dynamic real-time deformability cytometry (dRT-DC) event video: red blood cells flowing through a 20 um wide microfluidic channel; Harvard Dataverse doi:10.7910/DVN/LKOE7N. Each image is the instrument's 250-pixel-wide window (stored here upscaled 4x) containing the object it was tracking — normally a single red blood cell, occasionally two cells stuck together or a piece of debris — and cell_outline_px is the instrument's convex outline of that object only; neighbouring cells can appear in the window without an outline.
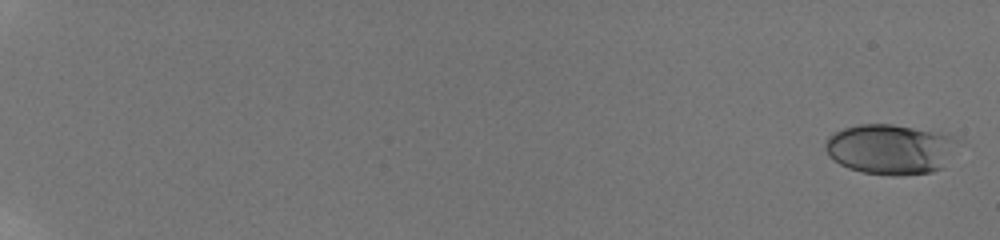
{"species": "human", "species_latin": "Homo sapiens", "temperature_condition": "room temperature", "stored_images_in_passage": 19, "camera_frame_rate_fps": 3000, "um_per_image_px": 0.085, "donor": {"sex": "male"}, "frame": {"image": 1, "passage_image": 1, "time_ms": 0.0, "image_size_px": [1000, 240], "cell_outline_px": [[960, 140], [944, 168], [932, 172], [900, 176], [892, 176], [860, 172], [848, 168], [832, 160], [824, 148], [824, 144], [828, 136], [832, 132], [844, 128], [860, 124], [892, 124], [956, 136]], "centroid_in_image_um": [75.67, 12.69], "position_along_channel_um": 9.3, "area_um2": 39.25}}
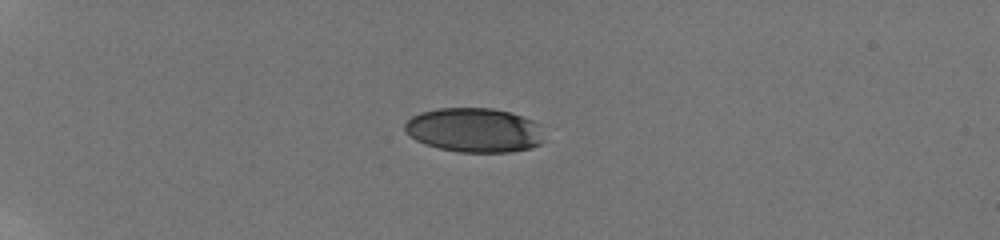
{"frame": {"image": 2, "passage_image": 11, "time_ms": 5.667, "image_size_px": [1000, 240], "cell_outline_px": [[548, 124], [544, 140], [540, 144], [528, 148], [512, 152], [460, 152], [440, 148], [424, 144], [416, 140], [404, 128], [404, 124], [412, 116], [420, 112], [436, 108], [492, 108], [512, 112]], "centroid_in_image_um": [40.45, 11.04], "position_along_channel_um": 44.5, "area_um2": 36.88}}
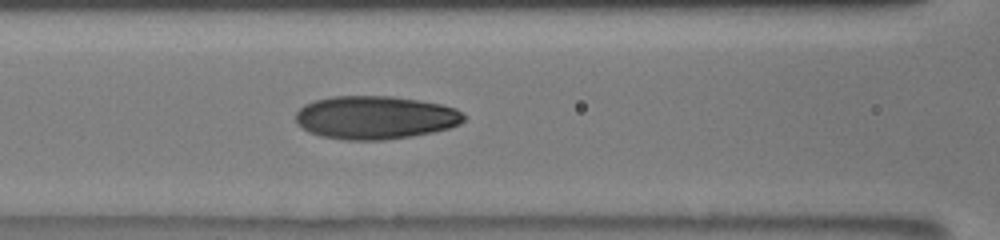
{"frame": {"image": 3, "passage_image": 19, "time_ms": 9.667, "image_size_px": [1000, 240], "cell_outline_px": [[468, 116], [460, 124], [448, 128], [432, 132], [412, 136], [384, 140], [344, 140], [320, 136], [308, 132], [296, 124], [296, 112], [304, 104], [316, 100], [332, 96], [392, 96], [420, 100], [440, 104], [456, 108]], "centroid_in_image_um": [31.89, 9.99], "position_along_channel_um": 134.7, "area_um2": 42.71}}